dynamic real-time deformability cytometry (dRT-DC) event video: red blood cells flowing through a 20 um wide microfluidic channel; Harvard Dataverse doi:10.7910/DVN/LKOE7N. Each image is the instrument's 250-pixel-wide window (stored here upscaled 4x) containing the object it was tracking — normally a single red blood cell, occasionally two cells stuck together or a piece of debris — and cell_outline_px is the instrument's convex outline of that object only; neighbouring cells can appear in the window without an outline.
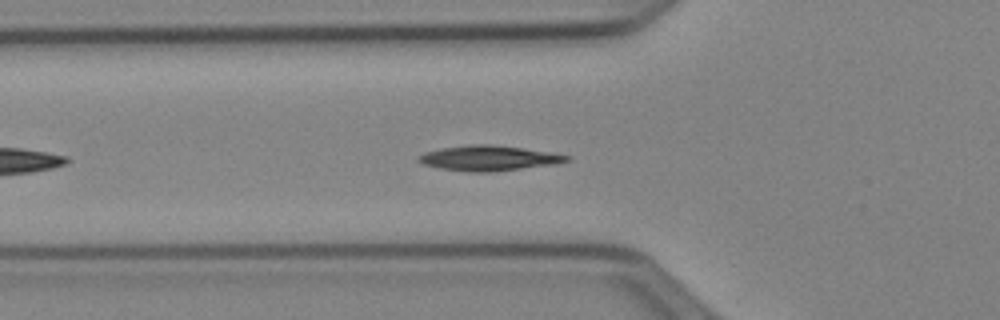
{"species": "Egyptian fruit bat (a non-hibernating species)", "species_latin": "Rousettus aegyptiacus", "temperature_condition": "cold", "stored_images_in_passage": 21, "camera_frame_rate_fps": 3000, "um_per_image_px": 0.085, "animal": {"sex": "female"}, "frame": {"image": 1, "passage_image": 7, "time_ms": 2.0, "image_size_px": [1000, 320], "cell_outline_px": [[572, 160], [556, 164], [492, 172], [468, 172], [440, 168], [424, 164], [416, 160], [424, 152], [440, 148], [472, 144], [488, 144], [524, 148], [572, 156]], "centroid_in_image_um": [41.57, 13.44], "position_along_channel_um": 84.2, "area_um2": 21.73}}
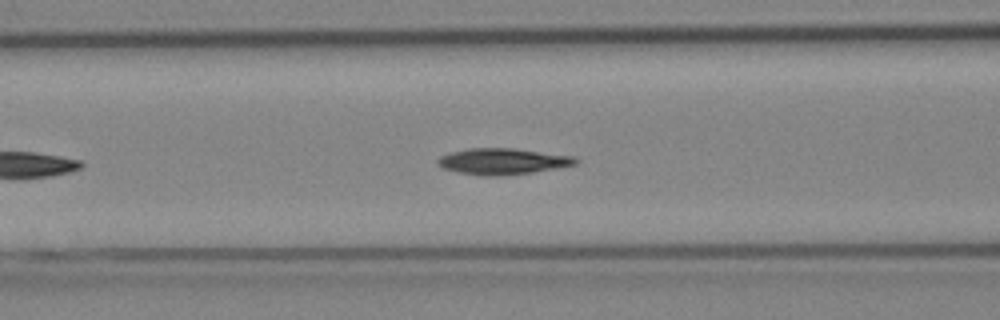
{"frame": {"image": 2, "passage_image": 10, "time_ms": 3.0, "image_size_px": [1000, 320], "cell_outline_px": [[580, 160], [576, 164], [556, 168], [532, 172], [496, 176], [484, 176], [460, 172], [440, 168], [436, 164], [436, 160], [440, 156], [452, 152], [472, 148], [516, 148], [572, 156]], "centroid_in_image_um": [42.7, 13.71], "position_along_channel_um": 123.9, "area_um2": 20.92}}
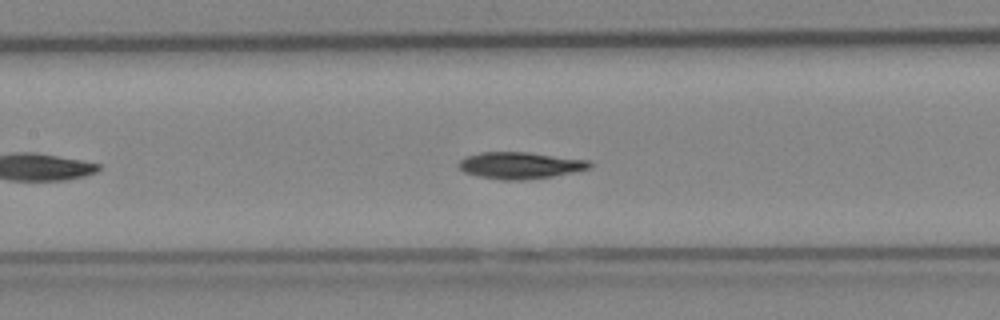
{"frame": {"image": 3, "passage_image": 13, "time_ms": 4.0, "image_size_px": [1000, 320], "cell_outline_px": [[592, 164], [588, 168], [572, 172], [552, 176], [528, 180], [500, 180], [476, 176], [464, 172], [456, 164], [464, 156], [480, 152], [528, 152], [588, 160]], "centroid_in_image_um": [44.13, 14.06], "position_along_channel_um": 163.3, "area_um2": 20.46}}